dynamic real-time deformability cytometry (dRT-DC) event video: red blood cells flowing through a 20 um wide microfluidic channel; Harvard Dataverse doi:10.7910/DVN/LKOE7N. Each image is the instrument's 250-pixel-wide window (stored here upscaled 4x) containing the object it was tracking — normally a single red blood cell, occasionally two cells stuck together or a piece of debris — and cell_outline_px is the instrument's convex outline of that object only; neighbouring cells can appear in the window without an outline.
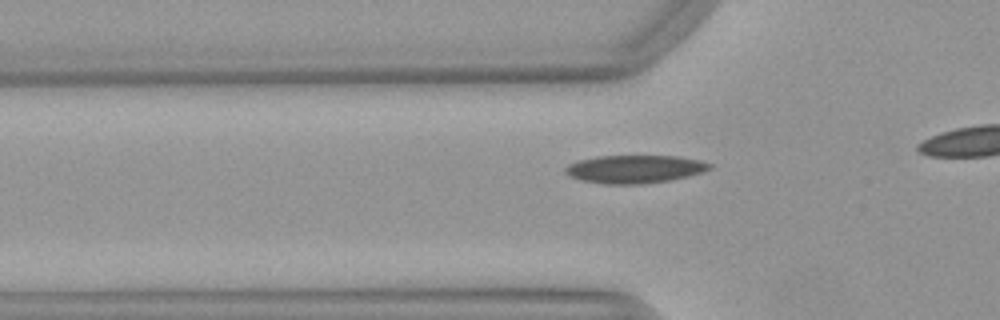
{"species": "Egyptian fruit bat (a non-hibernating species)", "species_latin": "Rousettus aegyptiacus", "temperature_condition": "warm", "stored_images_in_passage": 37, "camera_frame_rate_fps": 3000, "um_per_image_px": 0.085, "animal": {"sex": "female"}, "frame": {"image": 1, "passage_image": 13, "time_ms": 4.0, "image_size_px": [1000, 320], "cell_outline_px": [[712, 168], [704, 172], [688, 176], [668, 180], [644, 184], [604, 184], [580, 180], [568, 176], [564, 172], [564, 168], [568, 164], [580, 160], [596, 156], [676, 156], [700, 160], [712, 164]], "centroid_in_image_um": [53.93, 14.37], "position_along_channel_um": 71.9, "area_um2": 23.7}}
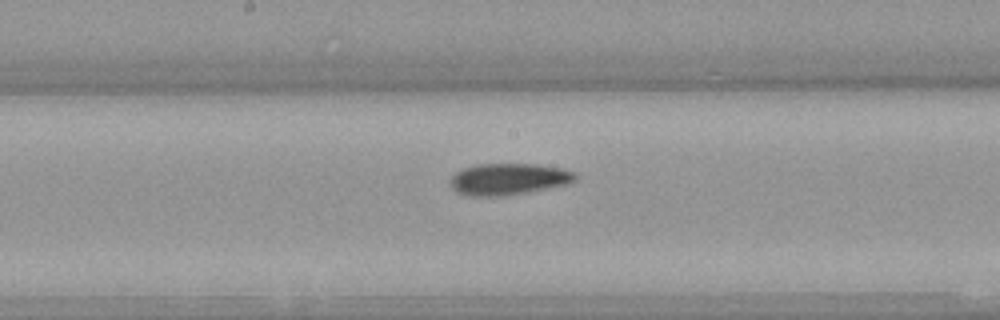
{"frame": {"image": 2, "passage_image": 23, "time_ms": 7.333, "image_size_px": [1000, 320], "cell_outline_px": [[576, 180], [564, 184], [528, 192], [500, 196], [472, 196], [456, 192], [452, 188], [448, 180], [456, 172], [464, 168], [476, 164], [536, 164], [564, 168], [576, 172]], "centroid_in_image_um": [43.2, 15.21], "position_along_channel_um": 205.0, "area_um2": 23.0}}
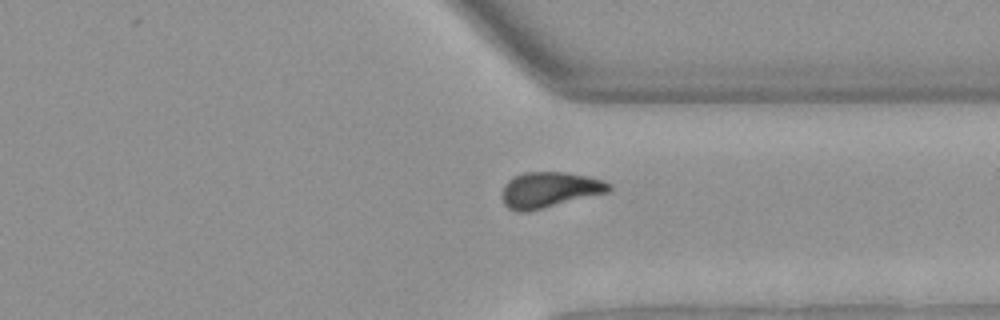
{"frame": {"image": 3, "passage_image": 35, "time_ms": 11.333, "image_size_px": [1000, 320], "cell_outline_px": [[612, 188], [608, 192], [528, 212], [520, 212], [508, 208], [504, 204], [500, 196], [504, 184], [512, 176], [524, 172], [568, 172], [588, 176], [604, 180], [612, 184]], "centroid_in_image_um": [46.68, 16.12], "position_along_channel_um": 364.7, "area_um2": 22.54}}